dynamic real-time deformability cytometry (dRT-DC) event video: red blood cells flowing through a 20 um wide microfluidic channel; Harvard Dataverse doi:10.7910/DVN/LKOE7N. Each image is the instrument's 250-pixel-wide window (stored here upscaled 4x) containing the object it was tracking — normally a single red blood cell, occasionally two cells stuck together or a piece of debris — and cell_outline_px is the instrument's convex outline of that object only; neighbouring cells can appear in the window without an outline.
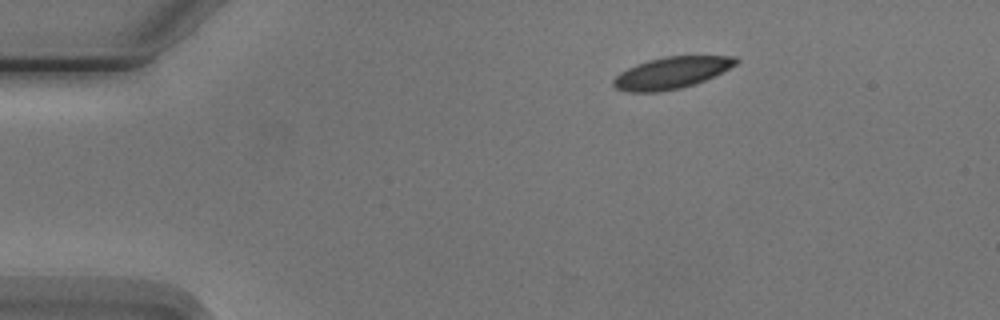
{"species": "Egyptian fruit bat (a non-hibernating species)", "species_latin": "Rousettus aegyptiacus", "temperature_condition": "cold", "stored_images_in_passage": 2, "camera_frame_rate_fps": 3000, "um_per_image_px": 0.085, "animal": {"sex": "male"}, "frame": {"image": 1, "passage_image": 1, "time_ms": 0.0, "image_size_px": [1000, 320], "cell_outline_px": [[740, 60], [736, 64], [696, 84], [680, 88], [660, 92], [628, 92], [616, 88], [612, 84], [612, 80], [620, 72], [636, 64], [648, 60], [664, 56], [736, 56]], "centroid_in_image_um": [57.04, 6.19], "position_along_channel_um": 28.0, "area_um2": 22.54}}